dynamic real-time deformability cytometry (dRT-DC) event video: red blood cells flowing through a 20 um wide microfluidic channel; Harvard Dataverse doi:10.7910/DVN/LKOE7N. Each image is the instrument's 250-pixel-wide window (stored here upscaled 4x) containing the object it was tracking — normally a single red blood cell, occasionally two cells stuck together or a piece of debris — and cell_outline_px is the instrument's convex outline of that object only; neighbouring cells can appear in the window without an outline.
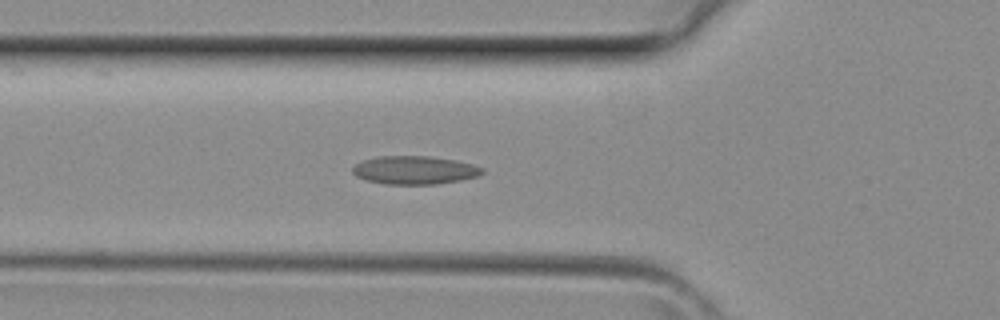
{"species": "common noctule bat (a hibernating species)", "species_latin": "Nyctalus noctula", "temperature_condition": "room temperature", "stored_images_in_passage": 31, "camera_frame_rate_fps": 3000, "um_per_image_px": 0.085, "animal": {"sex": "female", "body_mass_g": 29.2, "forearm_length_mm": 56.3}, "frame": {"image": 1, "passage_image": 5, "time_ms": 1.333, "image_size_px": [1000, 320], "cell_outline_px": [[484, 172], [476, 176], [460, 180], [436, 184], [388, 184], [368, 180], [356, 176], [352, 172], [352, 168], [356, 164], [364, 160], [376, 156], [432, 156], [456, 160], [472, 164], [484, 168]], "centroid_in_image_um": [35.25, 14.45], "position_along_channel_um": 90.6, "area_um2": 21.27}}
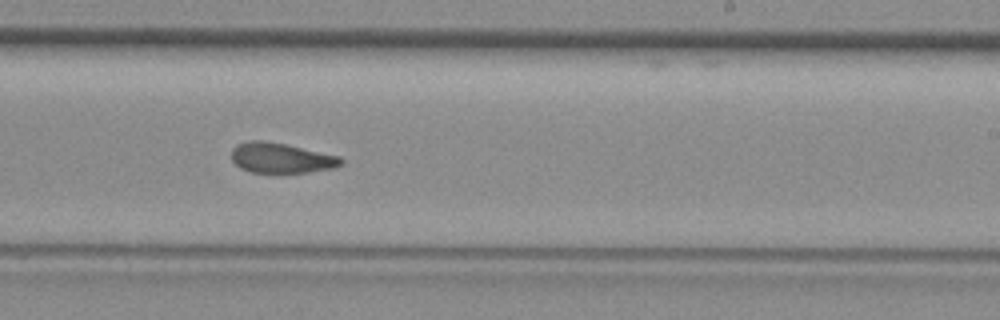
{"frame": {"image": 2, "passage_image": 15, "time_ms": 4.667, "image_size_px": [1000, 320], "cell_outline_px": [[344, 160], [340, 164], [332, 168], [308, 172], [252, 172], [240, 168], [232, 160], [232, 148], [236, 144], [248, 140], [264, 140], [284, 144], [340, 156]], "centroid_in_image_um": [23.86, 13.41], "position_along_channel_um": 265.1, "area_um2": 19.07}}
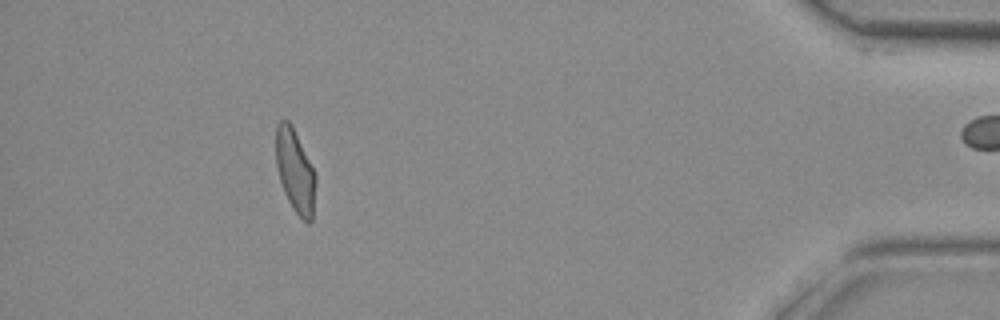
{"frame": {"image": 3, "passage_image": 27, "time_ms": 8.667, "image_size_px": [1000, 320], "cell_outline_px": [[316, 180], [312, 220], [308, 224], [292, 208], [284, 192], [280, 180], [276, 164], [276, 124], [280, 120], [288, 120], [292, 124], [316, 176]], "centroid_in_image_um": [25.08, 14.52], "position_along_channel_um": 410.1, "area_um2": 19.07}}